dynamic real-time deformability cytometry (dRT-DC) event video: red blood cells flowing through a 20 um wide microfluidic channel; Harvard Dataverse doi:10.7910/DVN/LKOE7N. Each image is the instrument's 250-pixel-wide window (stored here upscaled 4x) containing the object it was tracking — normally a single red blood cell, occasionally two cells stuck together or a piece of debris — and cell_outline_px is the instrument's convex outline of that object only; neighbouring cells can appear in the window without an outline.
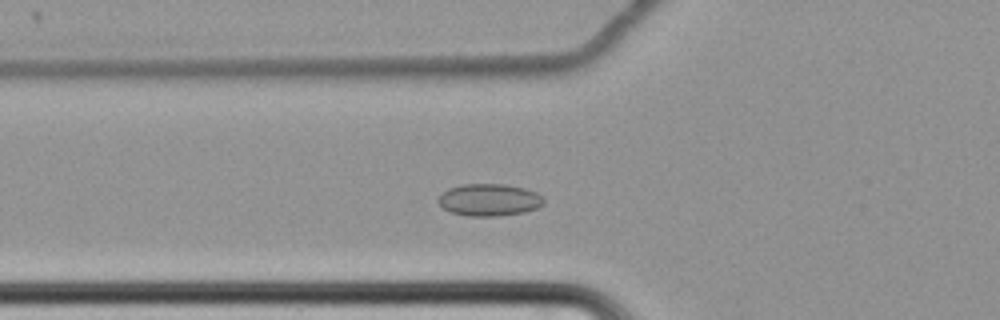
{"species": "common noctule bat (a hibernating species)", "species_latin": "Nyctalus noctula", "temperature_condition": "cold", "stored_images_in_passage": 59, "camera_frame_rate_fps": 3000, "um_per_image_px": 0.085, "animal": {"sex": "female", "body_mass_g": 22.7, "forearm_length_mm": 54.2}, "frame": {"image": 1, "passage_image": 20, "time_ms": 6.333, "image_size_px": [1000, 320], "cell_outline_px": [[544, 204], [536, 208], [524, 212], [500, 216], [468, 216], [452, 212], [444, 208], [436, 200], [448, 188], [464, 184], [504, 184], [524, 188], [536, 192], [544, 200]], "centroid_in_image_um": [41.59, 16.99], "position_along_channel_um": 84.2, "area_um2": 19.65}}
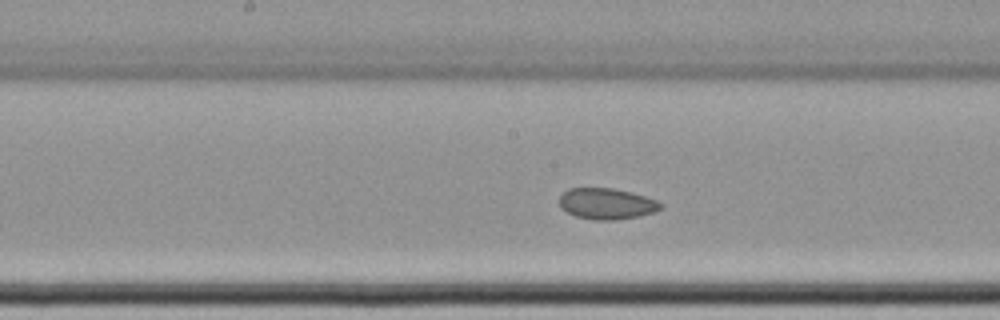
{"frame": {"image": 2, "passage_image": 30, "time_ms": 9.667, "image_size_px": [1000, 320], "cell_outline_px": [[664, 208], [656, 212], [616, 220], [592, 220], [576, 216], [560, 208], [560, 196], [568, 188], [612, 188], [632, 192], [656, 200], [664, 204]], "centroid_in_image_um": [51.59, 17.32], "position_along_channel_um": 196.6, "area_um2": 18.44}}
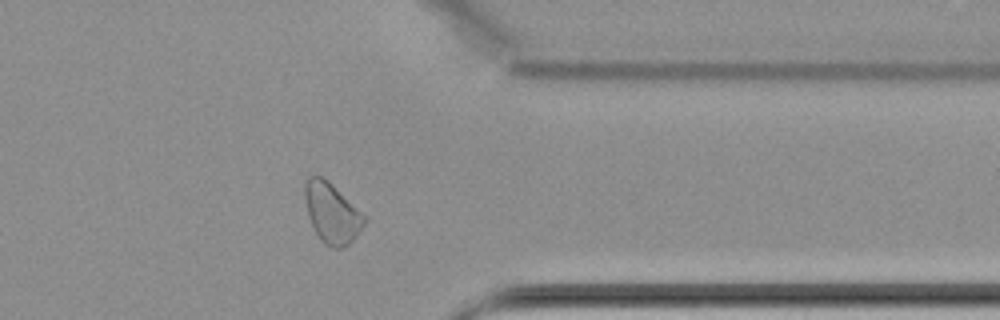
{"frame": {"image": 3, "passage_image": 47, "time_ms": 15.333, "image_size_px": [1000, 320], "cell_outline_px": [[368, 216], [364, 224], [356, 236], [348, 244], [340, 248], [332, 248], [324, 244], [320, 240], [308, 216], [304, 196], [304, 180], [308, 176], [320, 176], [328, 180]], "centroid_in_image_um": [28.21, 18.08], "position_along_channel_um": 383.2, "area_um2": 21.1}, "authors_computed_cell_mechanics": {"area_um2": 20.1144, "velocity_mm_per_s": 3.4012, "shape_relaxation_time_tau1_ms": null, "shape_relaxation_time_tau2_ms": 5.4769, "deformation_change_tau1": null, "deformation_change_tau2": 0.0762}}